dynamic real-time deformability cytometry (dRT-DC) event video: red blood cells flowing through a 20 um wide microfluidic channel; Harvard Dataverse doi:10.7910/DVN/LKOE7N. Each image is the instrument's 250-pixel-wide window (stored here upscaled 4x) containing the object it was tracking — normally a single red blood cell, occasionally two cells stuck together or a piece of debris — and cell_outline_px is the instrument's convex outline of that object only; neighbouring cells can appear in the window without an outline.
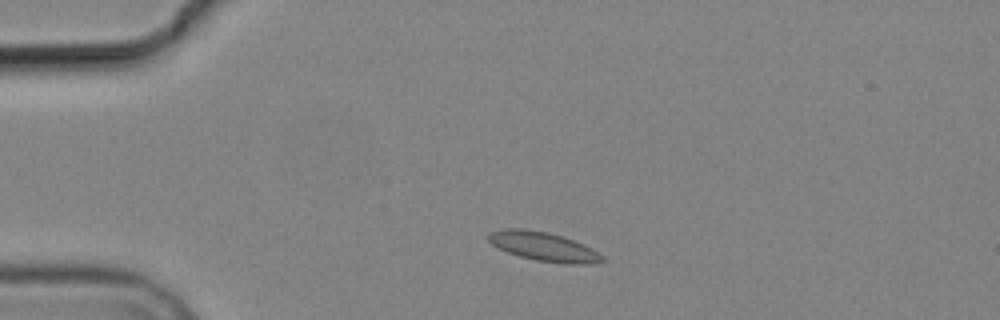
{"species": "common noctule bat (a hibernating species)", "species_latin": "Nyctalus noctula", "temperature_condition": "cold", "stored_images_in_passage": 3, "camera_frame_rate_fps": 3000, "um_per_image_px": 0.085, "animal": {"sex": "male", "body_mass_g": 19.2, "forearm_length_mm": 51.8}, "frame": {"image": 1, "passage_image": 2, "time_ms": 1.333, "image_size_px": [1000, 320], "cell_outline_px": [[604, 260], [592, 264], [564, 264], [536, 260], [520, 256], [508, 252], [492, 244], [488, 240], [488, 236], [492, 232], [504, 228], [520, 228], [548, 232], [584, 244], [592, 248], [604, 256]], "centroid_in_image_um": [46.24, 20.96], "position_along_channel_um": 38.8, "area_um2": 19.07}}